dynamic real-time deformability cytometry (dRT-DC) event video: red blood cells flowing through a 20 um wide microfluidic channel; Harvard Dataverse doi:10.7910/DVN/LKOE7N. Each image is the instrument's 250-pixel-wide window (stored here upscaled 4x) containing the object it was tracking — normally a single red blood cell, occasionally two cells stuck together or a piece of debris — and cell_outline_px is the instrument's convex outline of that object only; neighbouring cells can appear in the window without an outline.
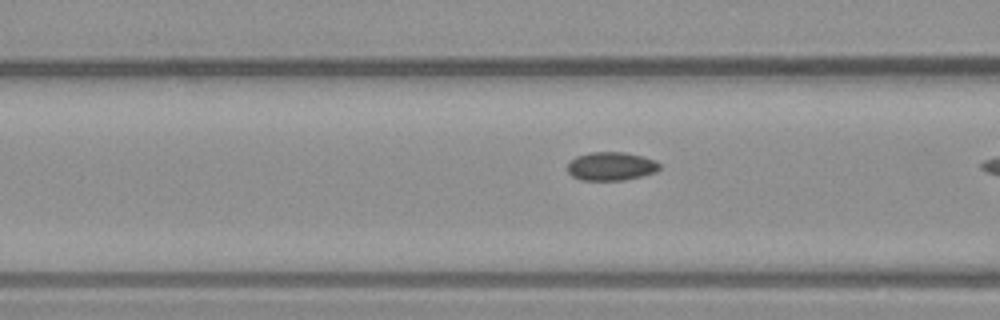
{"species": "common noctule bat (a hibernating species)", "species_latin": "Nyctalus noctula", "temperature_condition": "warm", "stored_images_in_passage": 14, "camera_frame_rate_fps": 3000, "um_per_image_px": 0.085, "animal": {"sex": "male", "body_mass_g": 23.1, "forearm_length_mm": 52.7}, "frame": {"image": 1, "passage_image": 12, "time_ms": 3.667, "image_size_px": [1000, 320], "cell_outline_px": [[660, 168], [656, 172], [624, 180], [580, 180], [572, 176], [568, 172], [568, 164], [576, 156], [592, 152], [624, 152], [640, 156], [652, 160], [660, 164]], "centroid_in_image_um": [51.92, 14.14], "position_along_channel_um": 114.7, "area_um2": 15.09}}